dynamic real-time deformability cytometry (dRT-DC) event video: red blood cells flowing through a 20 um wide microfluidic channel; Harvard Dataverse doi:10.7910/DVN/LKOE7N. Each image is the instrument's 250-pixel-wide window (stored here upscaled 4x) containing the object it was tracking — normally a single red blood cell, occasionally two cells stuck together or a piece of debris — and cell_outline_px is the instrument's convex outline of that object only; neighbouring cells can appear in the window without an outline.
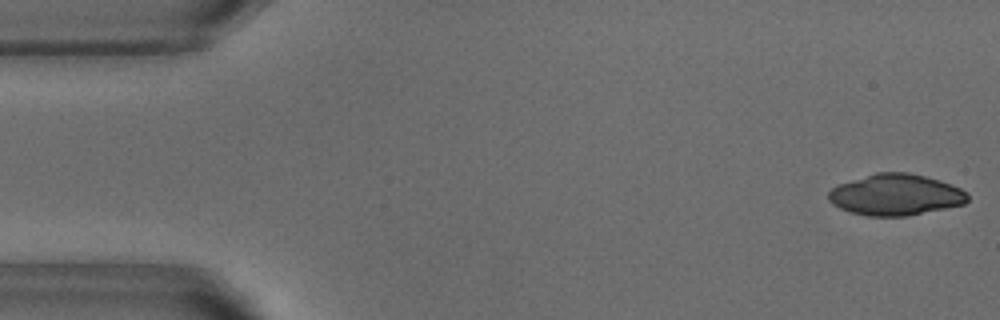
{"species": "common noctule bat (a hibernating species)", "species_latin": "Nyctalus noctula", "temperature_condition": "warm", "stored_images_in_passage": 51, "camera_frame_rate_fps": 3000, "um_per_image_px": 0.085, "animal": {"sex": "male", "body_mass_g": 18.8}, "frame": {"image": 1, "passage_image": 1, "time_ms": 0.0, "image_size_px": [1000, 320], "cell_outline_px": [[968, 200], [964, 204], [908, 216], [868, 216], [848, 212], [832, 204], [828, 200], [828, 192], [836, 184], [876, 172], [908, 172], [940, 180], [960, 188], [968, 192]], "centroid_in_image_um": [76.1, 16.55], "position_along_channel_um": 8.9, "area_um2": 33.7}}